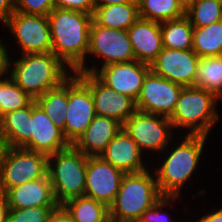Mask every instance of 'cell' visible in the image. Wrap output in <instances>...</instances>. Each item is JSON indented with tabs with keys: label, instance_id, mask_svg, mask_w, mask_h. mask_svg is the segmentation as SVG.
<instances>
[{
	"label": "cell",
	"instance_id": "42",
	"mask_svg": "<svg viewBox=\"0 0 222 222\" xmlns=\"http://www.w3.org/2000/svg\"><path fill=\"white\" fill-rule=\"evenodd\" d=\"M3 148H4V145H3V142H2V139H1V135H0V156H1Z\"/></svg>",
	"mask_w": 222,
	"mask_h": 222
},
{
	"label": "cell",
	"instance_id": "22",
	"mask_svg": "<svg viewBox=\"0 0 222 222\" xmlns=\"http://www.w3.org/2000/svg\"><path fill=\"white\" fill-rule=\"evenodd\" d=\"M0 135L5 147H22L31 138V103L0 118Z\"/></svg>",
	"mask_w": 222,
	"mask_h": 222
},
{
	"label": "cell",
	"instance_id": "41",
	"mask_svg": "<svg viewBox=\"0 0 222 222\" xmlns=\"http://www.w3.org/2000/svg\"><path fill=\"white\" fill-rule=\"evenodd\" d=\"M95 8L122 3H137V0H93Z\"/></svg>",
	"mask_w": 222,
	"mask_h": 222
},
{
	"label": "cell",
	"instance_id": "4",
	"mask_svg": "<svg viewBox=\"0 0 222 222\" xmlns=\"http://www.w3.org/2000/svg\"><path fill=\"white\" fill-rule=\"evenodd\" d=\"M182 143L168 151L161 167L155 169L160 193L165 197H180L182 186L189 181L198 167L204 144L207 139L202 135H185ZM180 195V196H179Z\"/></svg>",
	"mask_w": 222,
	"mask_h": 222
},
{
	"label": "cell",
	"instance_id": "35",
	"mask_svg": "<svg viewBox=\"0 0 222 222\" xmlns=\"http://www.w3.org/2000/svg\"><path fill=\"white\" fill-rule=\"evenodd\" d=\"M55 8L75 10L93 15L95 6L93 0H54Z\"/></svg>",
	"mask_w": 222,
	"mask_h": 222
},
{
	"label": "cell",
	"instance_id": "7",
	"mask_svg": "<svg viewBox=\"0 0 222 222\" xmlns=\"http://www.w3.org/2000/svg\"><path fill=\"white\" fill-rule=\"evenodd\" d=\"M48 156L23 147H5L0 156V191L47 175Z\"/></svg>",
	"mask_w": 222,
	"mask_h": 222
},
{
	"label": "cell",
	"instance_id": "25",
	"mask_svg": "<svg viewBox=\"0 0 222 222\" xmlns=\"http://www.w3.org/2000/svg\"><path fill=\"white\" fill-rule=\"evenodd\" d=\"M139 18L156 22L178 19L186 15L184 0H137Z\"/></svg>",
	"mask_w": 222,
	"mask_h": 222
},
{
	"label": "cell",
	"instance_id": "30",
	"mask_svg": "<svg viewBox=\"0 0 222 222\" xmlns=\"http://www.w3.org/2000/svg\"><path fill=\"white\" fill-rule=\"evenodd\" d=\"M186 16L193 27L222 20V0H190L186 3Z\"/></svg>",
	"mask_w": 222,
	"mask_h": 222
},
{
	"label": "cell",
	"instance_id": "40",
	"mask_svg": "<svg viewBox=\"0 0 222 222\" xmlns=\"http://www.w3.org/2000/svg\"><path fill=\"white\" fill-rule=\"evenodd\" d=\"M195 222H222V207L213 213L202 216Z\"/></svg>",
	"mask_w": 222,
	"mask_h": 222
},
{
	"label": "cell",
	"instance_id": "18",
	"mask_svg": "<svg viewBox=\"0 0 222 222\" xmlns=\"http://www.w3.org/2000/svg\"><path fill=\"white\" fill-rule=\"evenodd\" d=\"M127 31L135 60L151 65L163 49L161 23L139 18Z\"/></svg>",
	"mask_w": 222,
	"mask_h": 222
},
{
	"label": "cell",
	"instance_id": "17",
	"mask_svg": "<svg viewBox=\"0 0 222 222\" xmlns=\"http://www.w3.org/2000/svg\"><path fill=\"white\" fill-rule=\"evenodd\" d=\"M31 133V138L22 147L47 156L70 145L62 130L54 125L35 100L31 102Z\"/></svg>",
	"mask_w": 222,
	"mask_h": 222
},
{
	"label": "cell",
	"instance_id": "29",
	"mask_svg": "<svg viewBox=\"0 0 222 222\" xmlns=\"http://www.w3.org/2000/svg\"><path fill=\"white\" fill-rule=\"evenodd\" d=\"M195 86L222 99V55L199 58Z\"/></svg>",
	"mask_w": 222,
	"mask_h": 222
},
{
	"label": "cell",
	"instance_id": "24",
	"mask_svg": "<svg viewBox=\"0 0 222 222\" xmlns=\"http://www.w3.org/2000/svg\"><path fill=\"white\" fill-rule=\"evenodd\" d=\"M61 206L73 222H106L110 219L105 203L86 196L70 199Z\"/></svg>",
	"mask_w": 222,
	"mask_h": 222
},
{
	"label": "cell",
	"instance_id": "19",
	"mask_svg": "<svg viewBox=\"0 0 222 222\" xmlns=\"http://www.w3.org/2000/svg\"><path fill=\"white\" fill-rule=\"evenodd\" d=\"M142 154L136 142L122 128L100 157L124 173H136L146 170Z\"/></svg>",
	"mask_w": 222,
	"mask_h": 222
},
{
	"label": "cell",
	"instance_id": "10",
	"mask_svg": "<svg viewBox=\"0 0 222 222\" xmlns=\"http://www.w3.org/2000/svg\"><path fill=\"white\" fill-rule=\"evenodd\" d=\"M94 101L90 88L75 74L68 78V107L64 138L73 144L95 117Z\"/></svg>",
	"mask_w": 222,
	"mask_h": 222
},
{
	"label": "cell",
	"instance_id": "44",
	"mask_svg": "<svg viewBox=\"0 0 222 222\" xmlns=\"http://www.w3.org/2000/svg\"><path fill=\"white\" fill-rule=\"evenodd\" d=\"M106 222H116V221H114V220H112V219H109V220L106 221Z\"/></svg>",
	"mask_w": 222,
	"mask_h": 222
},
{
	"label": "cell",
	"instance_id": "11",
	"mask_svg": "<svg viewBox=\"0 0 222 222\" xmlns=\"http://www.w3.org/2000/svg\"><path fill=\"white\" fill-rule=\"evenodd\" d=\"M89 54L103 58L101 66L135 61L128 31L103 27L94 20L89 30Z\"/></svg>",
	"mask_w": 222,
	"mask_h": 222
},
{
	"label": "cell",
	"instance_id": "23",
	"mask_svg": "<svg viewBox=\"0 0 222 222\" xmlns=\"http://www.w3.org/2000/svg\"><path fill=\"white\" fill-rule=\"evenodd\" d=\"M138 19V3L97 7L93 13V20L98 25L118 30H128Z\"/></svg>",
	"mask_w": 222,
	"mask_h": 222
},
{
	"label": "cell",
	"instance_id": "2",
	"mask_svg": "<svg viewBox=\"0 0 222 222\" xmlns=\"http://www.w3.org/2000/svg\"><path fill=\"white\" fill-rule=\"evenodd\" d=\"M9 58L6 75L34 100L61 86L74 73L67 72V65L52 52L25 54L14 62Z\"/></svg>",
	"mask_w": 222,
	"mask_h": 222
},
{
	"label": "cell",
	"instance_id": "28",
	"mask_svg": "<svg viewBox=\"0 0 222 222\" xmlns=\"http://www.w3.org/2000/svg\"><path fill=\"white\" fill-rule=\"evenodd\" d=\"M35 101L54 125L63 130L68 107V79L61 86L47 91Z\"/></svg>",
	"mask_w": 222,
	"mask_h": 222
},
{
	"label": "cell",
	"instance_id": "3",
	"mask_svg": "<svg viewBox=\"0 0 222 222\" xmlns=\"http://www.w3.org/2000/svg\"><path fill=\"white\" fill-rule=\"evenodd\" d=\"M147 169L125 173L114 202L109 206V217L116 222H138L144 211L153 207L164 196L156 177Z\"/></svg>",
	"mask_w": 222,
	"mask_h": 222
},
{
	"label": "cell",
	"instance_id": "1",
	"mask_svg": "<svg viewBox=\"0 0 222 222\" xmlns=\"http://www.w3.org/2000/svg\"><path fill=\"white\" fill-rule=\"evenodd\" d=\"M47 17L51 32V52L67 64L72 72H85L93 15L54 8Z\"/></svg>",
	"mask_w": 222,
	"mask_h": 222
},
{
	"label": "cell",
	"instance_id": "12",
	"mask_svg": "<svg viewBox=\"0 0 222 222\" xmlns=\"http://www.w3.org/2000/svg\"><path fill=\"white\" fill-rule=\"evenodd\" d=\"M183 86L165 79L151 70L144 78L135 102L138 111L170 117Z\"/></svg>",
	"mask_w": 222,
	"mask_h": 222
},
{
	"label": "cell",
	"instance_id": "14",
	"mask_svg": "<svg viewBox=\"0 0 222 222\" xmlns=\"http://www.w3.org/2000/svg\"><path fill=\"white\" fill-rule=\"evenodd\" d=\"M74 73L90 88L96 115L116 119L123 125L137 110L132 98L114 91L94 73Z\"/></svg>",
	"mask_w": 222,
	"mask_h": 222
},
{
	"label": "cell",
	"instance_id": "20",
	"mask_svg": "<svg viewBox=\"0 0 222 222\" xmlns=\"http://www.w3.org/2000/svg\"><path fill=\"white\" fill-rule=\"evenodd\" d=\"M123 125L116 119L95 115L85 132L72 144L87 157H98Z\"/></svg>",
	"mask_w": 222,
	"mask_h": 222
},
{
	"label": "cell",
	"instance_id": "26",
	"mask_svg": "<svg viewBox=\"0 0 222 222\" xmlns=\"http://www.w3.org/2000/svg\"><path fill=\"white\" fill-rule=\"evenodd\" d=\"M193 29L194 27L186 15L178 19L161 22L163 47L177 50H192Z\"/></svg>",
	"mask_w": 222,
	"mask_h": 222
},
{
	"label": "cell",
	"instance_id": "36",
	"mask_svg": "<svg viewBox=\"0 0 222 222\" xmlns=\"http://www.w3.org/2000/svg\"><path fill=\"white\" fill-rule=\"evenodd\" d=\"M15 11V0H0V22L5 23Z\"/></svg>",
	"mask_w": 222,
	"mask_h": 222
},
{
	"label": "cell",
	"instance_id": "21",
	"mask_svg": "<svg viewBox=\"0 0 222 222\" xmlns=\"http://www.w3.org/2000/svg\"><path fill=\"white\" fill-rule=\"evenodd\" d=\"M5 193L9 208L59 206L54 198L48 174L44 178L31 180L10 188Z\"/></svg>",
	"mask_w": 222,
	"mask_h": 222
},
{
	"label": "cell",
	"instance_id": "37",
	"mask_svg": "<svg viewBox=\"0 0 222 222\" xmlns=\"http://www.w3.org/2000/svg\"><path fill=\"white\" fill-rule=\"evenodd\" d=\"M47 222H73L70 215L65 211L62 206H58L49 215Z\"/></svg>",
	"mask_w": 222,
	"mask_h": 222
},
{
	"label": "cell",
	"instance_id": "6",
	"mask_svg": "<svg viewBox=\"0 0 222 222\" xmlns=\"http://www.w3.org/2000/svg\"><path fill=\"white\" fill-rule=\"evenodd\" d=\"M219 98L212 92L196 86L183 87L172 115L169 117L173 129L189 128L187 135L208 137L219 114L216 104Z\"/></svg>",
	"mask_w": 222,
	"mask_h": 222
},
{
	"label": "cell",
	"instance_id": "38",
	"mask_svg": "<svg viewBox=\"0 0 222 222\" xmlns=\"http://www.w3.org/2000/svg\"><path fill=\"white\" fill-rule=\"evenodd\" d=\"M9 204L6 193L0 191V222H7Z\"/></svg>",
	"mask_w": 222,
	"mask_h": 222
},
{
	"label": "cell",
	"instance_id": "32",
	"mask_svg": "<svg viewBox=\"0 0 222 222\" xmlns=\"http://www.w3.org/2000/svg\"><path fill=\"white\" fill-rule=\"evenodd\" d=\"M58 206L9 208L7 222H47L49 215Z\"/></svg>",
	"mask_w": 222,
	"mask_h": 222
},
{
	"label": "cell",
	"instance_id": "31",
	"mask_svg": "<svg viewBox=\"0 0 222 222\" xmlns=\"http://www.w3.org/2000/svg\"><path fill=\"white\" fill-rule=\"evenodd\" d=\"M4 78V79H3ZM34 99L23 91L10 76L2 75L0 118L15 110L28 106Z\"/></svg>",
	"mask_w": 222,
	"mask_h": 222
},
{
	"label": "cell",
	"instance_id": "9",
	"mask_svg": "<svg viewBox=\"0 0 222 222\" xmlns=\"http://www.w3.org/2000/svg\"><path fill=\"white\" fill-rule=\"evenodd\" d=\"M3 25L16 38L22 55L51 52L52 41L47 16L14 11Z\"/></svg>",
	"mask_w": 222,
	"mask_h": 222
},
{
	"label": "cell",
	"instance_id": "34",
	"mask_svg": "<svg viewBox=\"0 0 222 222\" xmlns=\"http://www.w3.org/2000/svg\"><path fill=\"white\" fill-rule=\"evenodd\" d=\"M176 199H178V197L164 196L153 207L144 211L138 222H172L166 212L162 213L163 210H161V208L167 207L168 204H171V201H175Z\"/></svg>",
	"mask_w": 222,
	"mask_h": 222
},
{
	"label": "cell",
	"instance_id": "5",
	"mask_svg": "<svg viewBox=\"0 0 222 222\" xmlns=\"http://www.w3.org/2000/svg\"><path fill=\"white\" fill-rule=\"evenodd\" d=\"M87 162L88 157L72 144L48 156L47 174L59 206L70 199L84 196Z\"/></svg>",
	"mask_w": 222,
	"mask_h": 222
},
{
	"label": "cell",
	"instance_id": "33",
	"mask_svg": "<svg viewBox=\"0 0 222 222\" xmlns=\"http://www.w3.org/2000/svg\"><path fill=\"white\" fill-rule=\"evenodd\" d=\"M54 8V0H15V11L24 14L48 16Z\"/></svg>",
	"mask_w": 222,
	"mask_h": 222
},
{
	"label": "cell",
	"instance_id": "8",
	"mask_svg": "<svg viewBox=\"0 0 222 222\" xmlns=\"http://www.w3.org/2000/svg\"><path fill=\"white\" fill-rule=\"evenodd\" d=\"M123 129L136 142L140 150L166 152L173 138L172 122L168 117L136 110L123 124Z\"/></svg>",
	"mask_w": 222,
	"mask_h": 222
},
{
	"label": "cell",
	"instance_id": "15",
	"mask_svg": "<svg viewBox=\"0 0 222 222\" xmlns=\"http://www.w3.org/2000/svg\"><path fill=\"white\" fill-rule=\"evenodd\" d=\"M199 56L193 50L164 48L151 63L150 70L183 87L195 86Z\"/></svg>",
	"mask_w": 222,
	"mask_h": 222
},
{
	"label": "cell",
	"instance_id": "16",
	"mask_svg": "<svg viewBox=\"0 0 222 222\" xmlns=\"http://www.w3.org/2000/svg\"><path fill=\"white\" fill-rule=\"evenodd\" d=\"M124 174L100 156L88 157L84 196L109 207L116 198Z\"/></svg>",
	"mask_w": 222,
	"mask_h": 222
},
{
	"label": "cell",
	"instance_id": "27",
	"mask_svg": "<svg viewBox=\"0 0 222 222\" xmlns=\"http://www.w3.org/2000/svg\"><path fill=\"white\" fill-rule=\"evenodd\" d=\"M199 57L222 55V20L205 27H194L193 49Z\"/></svg>",
	"mask_w": 222,
	"mask_h": 222
},
{
	"label": "cell",
	"instance_id": "39",
	"mask_svg": "<svg viewBox=\"0 0 222 222\" xmlns=\"http://www.w3.org/2000/svg\"><path fill=\"white\" fill-rule=\"evenodd\" d=\"M5 47L0 39V76L7 74L8 53Z\"/></svg>",
	"mask_w": 222,
	"mask_h": 222
},
{
	"label": "cell",
	"instance_id": "43",
	"mask_svg": "<svg viewBox=\"0 0 222 222\" xmlns=\"http://www.w3.org/2000/svg\"><path fill=\"white\" fill-rule=\"evenodd\" d=\"M1 79H2V76H0V101H1Z\"/></svg>",
	"mask_w": 222,
	"mask_h": 222
},
{
	"label": "cell",
	"instance_id": "13",
	"mask_svg": "<svg viewBox=\"0 0 222 222\" xmlns=\"http://www.w3.org/2000/svg\"><path fill=\"white\" fill-rule=\"evenodd\" d=\"M85 67L86 73H94L104 84L114 91L129 96L135 102L140 94L143 81L150 71V65L137 60L114 63L106 66Z\"/></svg>",
	"mask_w": 222,
	"mask_h": 222
}]
</instances>
